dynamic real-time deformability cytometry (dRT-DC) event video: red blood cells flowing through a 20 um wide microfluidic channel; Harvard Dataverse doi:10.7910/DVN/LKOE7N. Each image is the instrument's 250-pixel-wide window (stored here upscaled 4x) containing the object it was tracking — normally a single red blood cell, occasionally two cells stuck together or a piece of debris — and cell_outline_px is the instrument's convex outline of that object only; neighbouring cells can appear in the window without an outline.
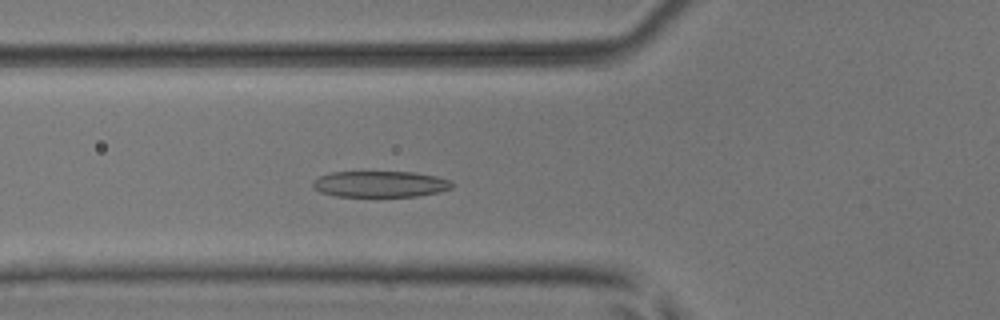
{"species": "common noctule bat (a hibernating species)", "species_latin": "Nyctalus noctula", "temperature_condition": "room temperature", "stored_images_in_passage": 36, "camera_frame_rate_fps": 3000, "um_per_image_px": 0.085, "animal": {"sex": "male", "body_mass_g": 17.9, "forearm_length_mm": 54.2}, "frame": {"image": 1, "passage_image": 4, "time_ms": 1.0, "image_size_px": [1000, 320], "cell_outline_px": [[452, 188], [440, 192], [416, 196], [336, 196], [320, 192], [312, 188], [312, 180], [320, 176], [332, 172], [412, 172], [436, 176], [448, 180], [452, 184]], "centroid_in_image_um": [32.27, 15.65], "position_along_channel_um": 93.5, "area_um2": 21.15}}
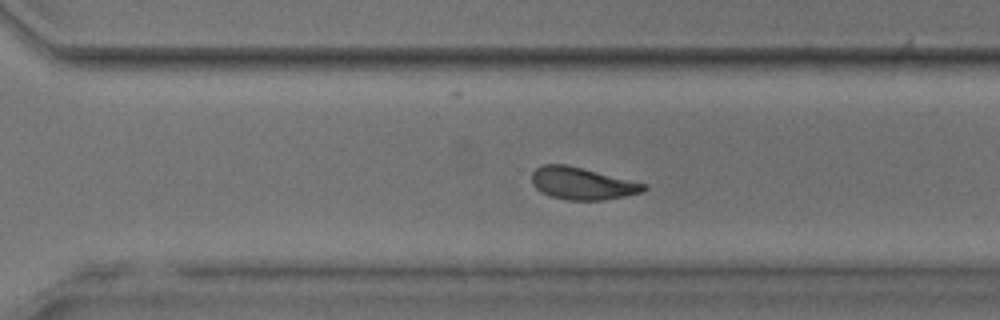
{"frame": {"image": 2, "passage_image": 21, "time_ms": 6.667, "image_size_px": [1000, 320], "cell_outline_px": [[648, 188], [644, 192], [604, 200], [568, 200], [552, 196], [536, 188], [532, 184], [532, 172], [536, 168], [544, 164], [568, 164], [648, 184]], "centroid_in_image_um": [49.53, 15.58], "position_along_channel_um": 321.1, "area_um2": 21.1}}
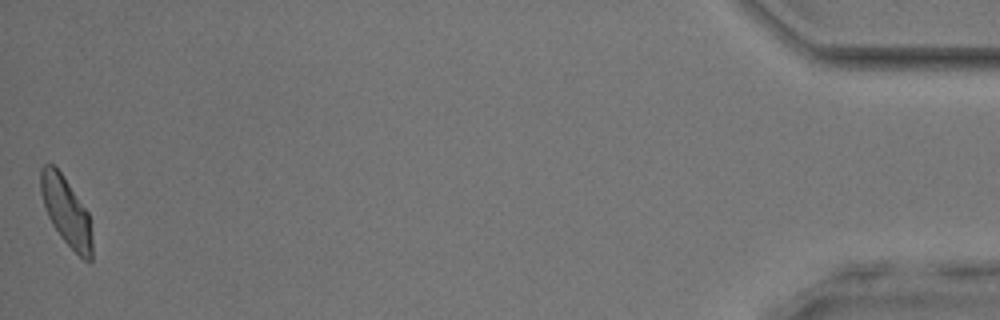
{"frame": {"image": 3, "passage_image": 36, "time_ms": 11.667, "image_size_px": [1000, 320], "cell_outline_px": [[92, 260], [84, 260], [60, 236], [52, 224], [48, 216], [40, 192], [40, 168], [44, 164], [52, 164], [60, 172], [88, 212], [92, 236]], "centroid_in_image_um": [5.62, 17.97], "position_along_channel_um": 429.6, "area_um2": 20.17}, "authors_computed_cell_mechanics": {"area_um2": 21.1259, "velocity_mm_per_s": 4.0223, "shape_relaxation_time_tau1_ms": 3.4569, "shape_relaxation_time_tau2_ms": 1.9166, "deformation_change_tau1": 0.1493, "deformation_change_tau2": 0.0846}}